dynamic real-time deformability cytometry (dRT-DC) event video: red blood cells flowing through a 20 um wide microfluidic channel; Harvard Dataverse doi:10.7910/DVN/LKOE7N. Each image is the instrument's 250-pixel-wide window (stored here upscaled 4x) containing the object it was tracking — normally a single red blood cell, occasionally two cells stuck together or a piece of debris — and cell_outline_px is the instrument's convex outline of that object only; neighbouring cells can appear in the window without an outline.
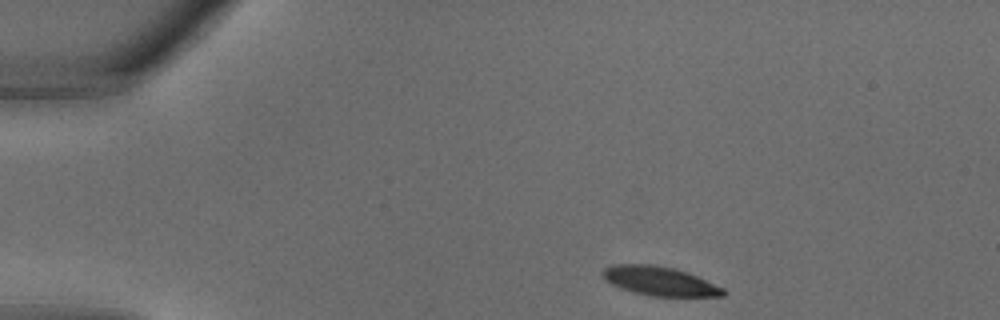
{"species": "common noctule bat (a hibernating species)", "species_latin": "Nyctalus noctula", "temperature_condition": "warm", "stored_images_in_passage": 10, "camera_frame_rate_fps": 3000, "um_per_image_px": 0.085, "animal": {"sex": "male", "body_mass_g": 18.8}, "frame": {"image": 1, "passage_image": 1, "time_ms": 0.0, "image_size_px": [1000, 320], "cell_outline_px": [[728, 292], [724, 296], [652, 296], [632, 292], [620, 288], [604, 280], [600, 276], [600, 272], [604, 268], [612, 264], [652, 264], [676, 268], [688, 272], [724, 288]], "centroid_in_image_um": [56.04, 23.88], "position_along_channel_um": 29.0, "area_um2": 20.75}}
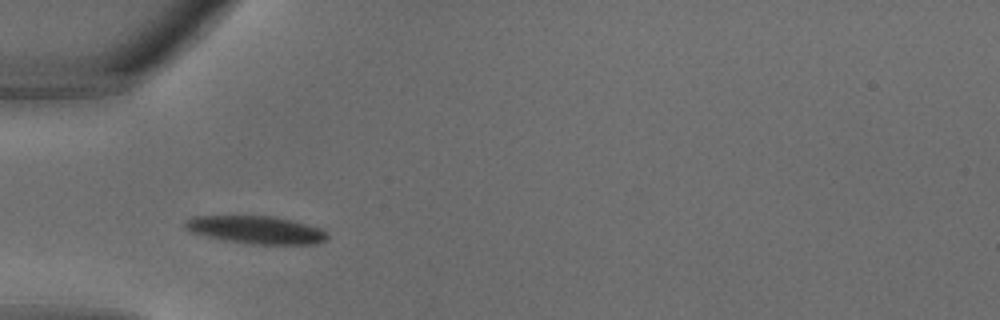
{"frame": {"image": 2, "passage_image": 6, "time_ms": 1.667, "image_size_px": [1000, 320], "cell_outline_px": [[328, 240], [316, 244], [252, 244], [224, 240], [192, 232], [184, 224], [184, 220], [192, 216], [276, 216], [292, 220], [320, 228], [328, 232]], "centroid_in_image_um": [21.82, 19.53], "position_along_channel_um": 63.2, "area_um2": 23.0}}
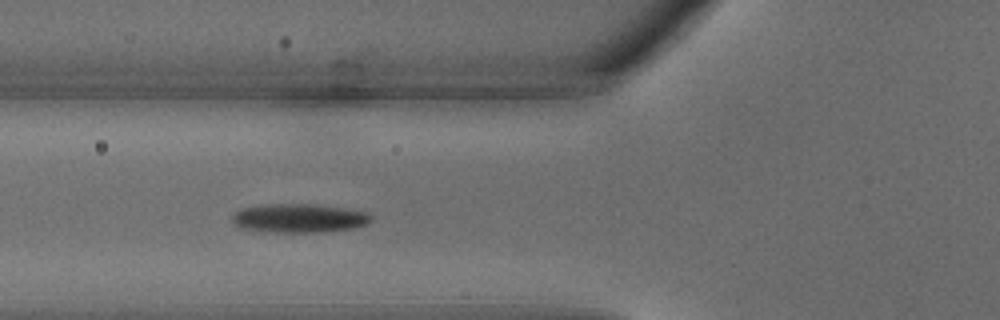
{"frame": {"image": 3, "passage_image": 8, "time_ms": 2.333, "image_size_px": [1000, 320], "cell_outline_px": [[372, 220], [368, 224], [356, 228], [324, 232], [268, 232], [240, 228], [232, 220], [232, 216], [240, 208], [260, 204], [312, 204], [344, 208], [368, 212], [372, 216]], "centroid_in_image_um": [25.44, 18.55], "position_along_channel_um": 100.4, "area_um2": 23.64}}